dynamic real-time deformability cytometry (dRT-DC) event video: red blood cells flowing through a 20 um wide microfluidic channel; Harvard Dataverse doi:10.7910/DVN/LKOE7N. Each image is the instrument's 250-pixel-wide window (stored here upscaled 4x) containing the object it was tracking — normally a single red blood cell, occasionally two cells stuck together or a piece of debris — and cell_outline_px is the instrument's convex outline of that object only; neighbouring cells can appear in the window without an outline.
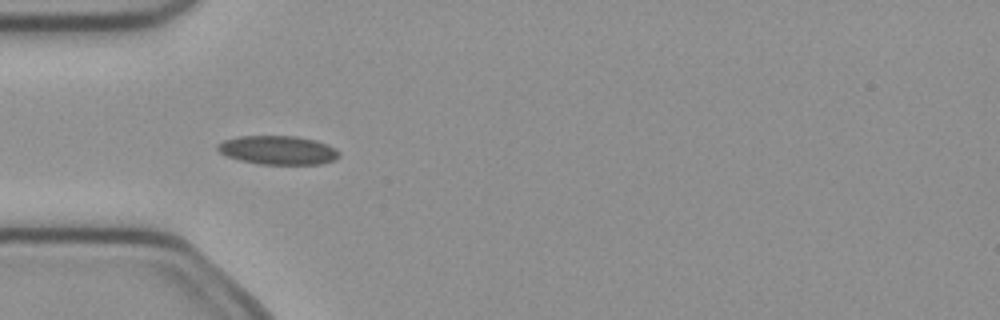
{"species": "common noctule bat (a hibernating species)", "species_latin": "Nyctalus noctula", "temperature_condition": "cold", "stored_images_in_passage": 5, "camera_frame_rate_fps": 3000, "um_per_image_px": 0.085, "animal": {"sex": "female", "body_mass_g": 21.9}, "frame": {"image": 1, "passage_image": 4, "time_ms": 1.0, "image_size_px": [1000, 320], "cell_outline_px": [[340, 156], [336, 160], [320, 164], [260, 164], [240, 160], [224, 156], [216, 148], [216, 144], [224, 140], [240, 136], [296, 136], [316, 140], [328, 144], [336, 148], [340, 152]], "centroid_in_image_um": [23.64, 12.76], "position_along_channel_um": 61.4, "area_um2": 20.63}}